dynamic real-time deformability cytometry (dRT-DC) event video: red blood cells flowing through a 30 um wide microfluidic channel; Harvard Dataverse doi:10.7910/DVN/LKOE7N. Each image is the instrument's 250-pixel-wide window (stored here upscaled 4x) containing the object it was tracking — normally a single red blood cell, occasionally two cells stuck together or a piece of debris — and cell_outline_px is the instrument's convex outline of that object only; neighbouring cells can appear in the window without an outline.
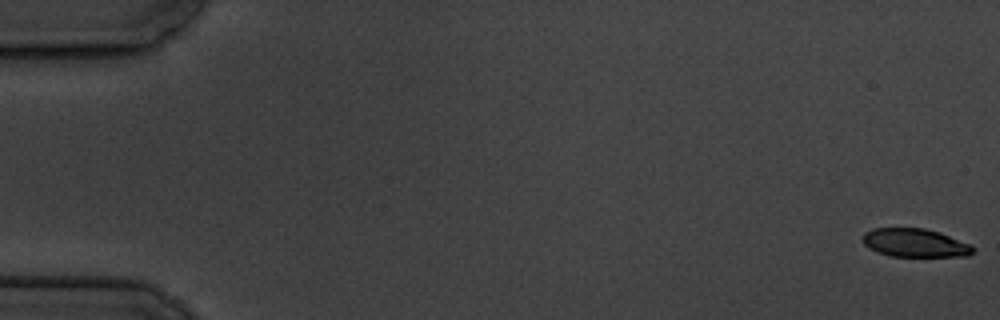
{"species": "common noctule bat (a hibernating species)", "species_latin": "Nyctalus noctula", "temperature_condition": "cold", "stored_images_in_passage": 6, "camera_frame_rate_fps": 3000, "um_per_image_px": 0.085, "animal": {"sex": "male", "body_mass_g": 19.5, "forearm_length_mm": 54.6}, "frame": {"image": 1, "passage_image": 1, "time_ms": 0.0, "image_size_px": [1000, 320], "cell_outline_px": [[972, 252], [968, 256], [892, 256], [876, 252], [868, 248], [864, 244], [864, 232], [872, 228], [924, 228], [940, 232], [972, 244]], "centroid_in_image_um": [77.77, 20.63], "position_along_channel_um": 7.2, "area_um2": 18.26}}
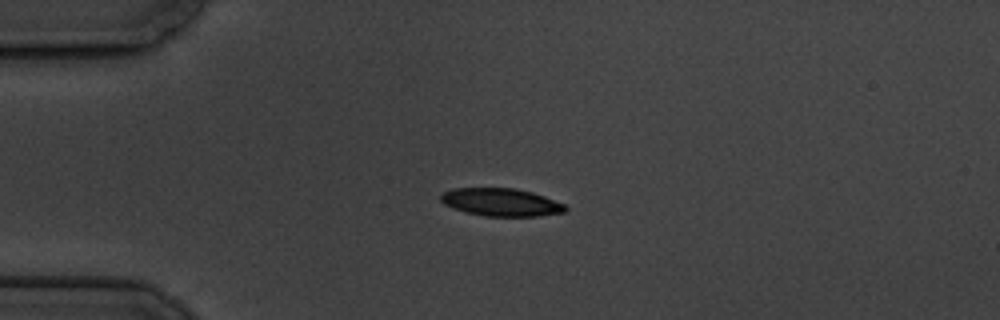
{"frame": {"image": 2, "passage_image": 5, "time_ms": 4.667, "image_size_px": [1000, 320], "cell_outline_px": [[568, 208], [564, 212], [540, 216], [484, 216], [464, 212], [452, 208], [444, 204], [440, 200], [440, 196], [444, 192], [452, 188], [516, 188], [532, 192], [544, 196], [564, 204]], "centroid_in_image_um": [42.57, 17.19], "position_along_channel_um": 42.4, "area_um2": 20.29}}